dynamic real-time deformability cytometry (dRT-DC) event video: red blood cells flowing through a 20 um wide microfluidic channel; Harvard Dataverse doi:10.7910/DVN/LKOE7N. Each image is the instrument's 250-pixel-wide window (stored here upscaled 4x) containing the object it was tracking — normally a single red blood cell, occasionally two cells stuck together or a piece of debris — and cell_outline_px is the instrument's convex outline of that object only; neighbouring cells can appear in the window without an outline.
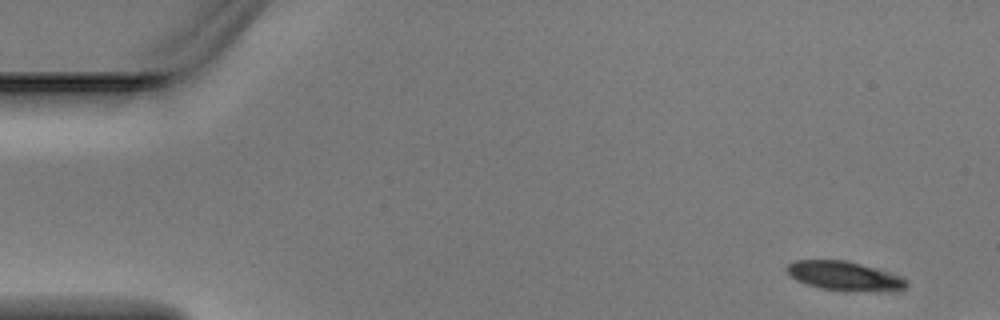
{"species": "Egyptian fruit bat (a non-hibernating species)", "species_latin": "Rousettus aegyptiacus", "temperature_condition": "warm", "stored_images_in_passage": 5, "camera_frame_rate_fps": 3000, "um_per_image_px": 0.085, "animal": {"sex": "male"}, "frame": {"image": 1, "passage_image": 1, "time_ms": 0.0, "image_size_px": [1000, 320], "cell_outline_px": [[908, 284], [904, 288], [820, 288], [796, 280], [784, 268], [788, 264], [796, 260], [844, 260], [860, 264], [908, 280]], "centroid_in_image_um": [71.58, 23.38], "position_along_channel_um": 13.4, "area_um2": 18.44}}